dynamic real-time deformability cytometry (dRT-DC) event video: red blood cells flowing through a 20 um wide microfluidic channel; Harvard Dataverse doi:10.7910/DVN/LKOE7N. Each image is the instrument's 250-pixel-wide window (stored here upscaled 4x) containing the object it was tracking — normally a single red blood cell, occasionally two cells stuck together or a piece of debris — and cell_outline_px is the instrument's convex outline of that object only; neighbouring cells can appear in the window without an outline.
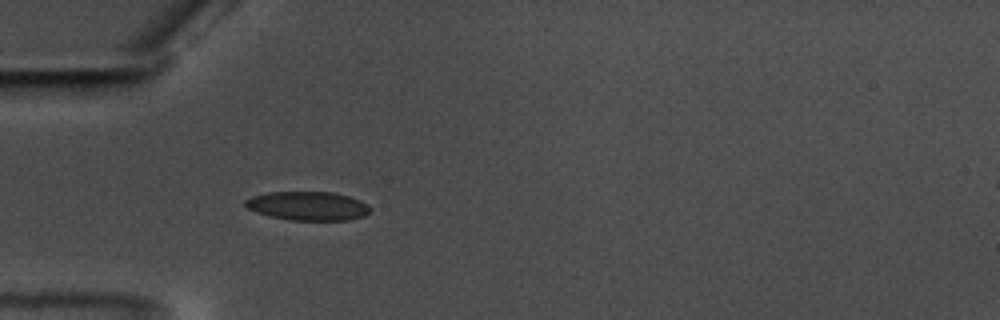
{"species": "common noctule bat (a hibernating species)", "species_latin": "Nyctalus noctula", "temperature_condition": "warm", "stored_images_in_passage": 9, "camera_frame_rate_fps": 3000, "um_per_image_px": 0.085, "animal": {"sex": "male", "body_mass_g": 17.5, "forearm_length_mm": 52.3}, "frame": {"image": 1, "passage_image": 6, "time_ms": 1.667, "image_size_px": [1000, 320], "cell_outline_px": [[372, 208], [364, 216], [348, 220], [292, 220], [272, 216], [248, 208], [244, 204], [244, 200], [252, 196], [268, 192], [332, 192], [348, 196], [360, 200], [368, 204]], "centroid_in_image_um": [26.2, 17.49], "position_along_channel_um": 58.8, "area_um2": 20.81}}